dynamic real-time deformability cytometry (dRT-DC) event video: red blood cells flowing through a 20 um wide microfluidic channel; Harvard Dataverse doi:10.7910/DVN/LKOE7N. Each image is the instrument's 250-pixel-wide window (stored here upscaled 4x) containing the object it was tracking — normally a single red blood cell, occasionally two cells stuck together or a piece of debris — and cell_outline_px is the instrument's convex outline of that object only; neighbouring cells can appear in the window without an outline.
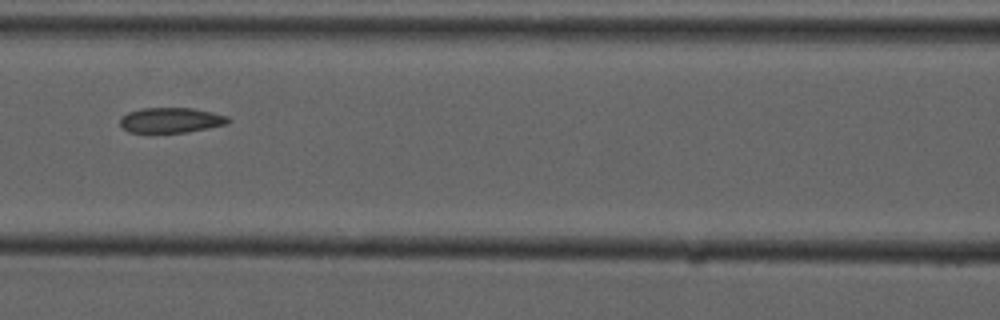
{"species": "common noctule bat (a hibernating species)", "species_latin": "Nyctalus noctula", "temperature_condition": "cold", "stored_images_in_passage": 9, "camera_frame_rate_fps": 3000, "um_per_image_px": 0.085, "animal": {"sex": "male", "forearm_length_mm": 52.5}, "frame": {"image": 1, "passage_image": 6, "time_ms": 6.667, "image_size_px": [1000, 320], "cell_outline_px": [[232, 120], [228, 124], [208, 128], [184, 132], [128, 132], [120, 124], [120, 116], [128, 112], [140, 108], [192, 108], [212, 112], [228, 116]], "centroid_in_image_um": [14.54, 10.2], "position_along_channel_um": 152.1, "area_um2": 15.9}}
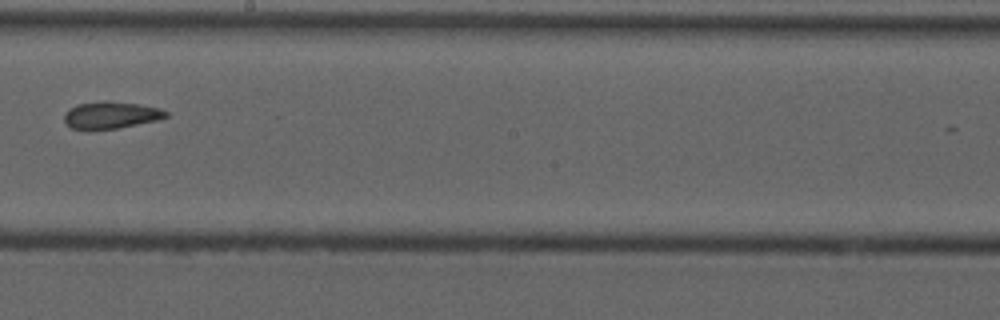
{"frame": {"image": 2, "passage_image": 8, "time_ms": 9.0, "image_size_px": [1000, 320], "cell_outline_px": [[168, 116], [156, 120], [120, 128], [92, 132], [88, 132], [72, 128], [64, 120], [64, 112], [68, 108], [76, 104], [104, 100], [140, 104], [160, 108], [168, 112]], "centroid_in_image_um": [9.37, 9.8], "position_along_channel_um": 238.8, "area_um2": 16.65}}
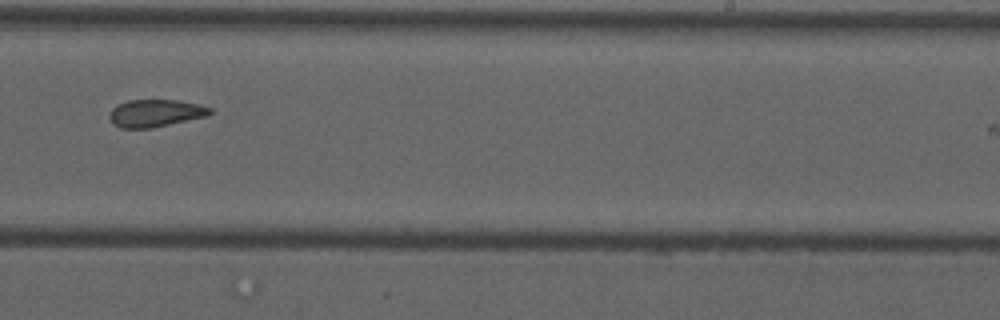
{"frame": {"image": 3, "passage_image": 9, "time_ms": 10.0, "image_size_px": [1000, 320], "cell_outline_px": [[212, 112], [208, 116], [152, 128], [120, 128], [112, 124], [108, 116], [112, 108], [116, 104], [128, 100], [176, 100], [196, 104], [212, 108]], "centroid_in_image_um": [13.17, 9.62], "position_along_channel_um": 275.8, "area_um2": 16.18}}